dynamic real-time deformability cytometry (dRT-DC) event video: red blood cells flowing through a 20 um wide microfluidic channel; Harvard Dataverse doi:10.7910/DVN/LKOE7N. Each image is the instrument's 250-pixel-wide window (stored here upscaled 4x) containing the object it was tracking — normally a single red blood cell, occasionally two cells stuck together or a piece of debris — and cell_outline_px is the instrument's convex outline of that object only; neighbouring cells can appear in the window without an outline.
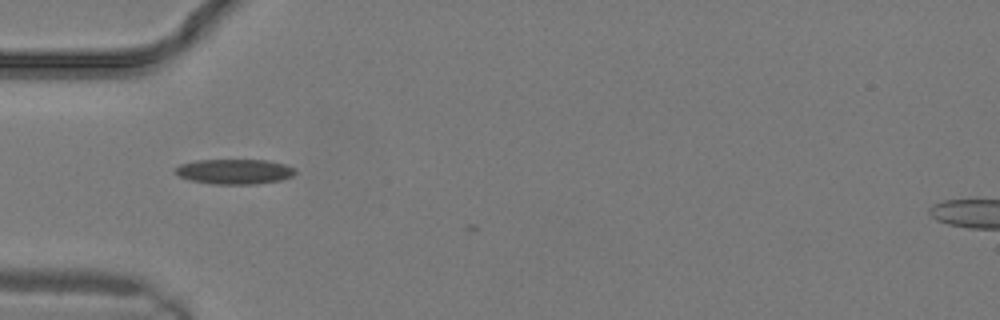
{"species": "common noctule bat (a hibernating species)", "species_latin": "Nyctalus noctula", "temperature_condition": "warm", "stored_images_in_passage": 3, "camera_frame_rate_fps": 3000, "um_per_image_px": 0.085, "animal": {"sex": "male", "body_mass_g": 19.2, "forearm_length_mm": 51.8}, "frame": {"image": 1, "passage_image": 2, "time_ms": 0.333, "image_size_px": [1000, 320], "cell_outline_px": [[296, 172], [292, 176], [280, 180], [256, 184], [212, 184], [192, 180], [180, 176], [172, 172], [180, 164], [196, 160], [268, 160], [284, 164], [292, 168]], "centroid_in_image_um": [19.9, 14.58], "position_along_channel_um": 65.1, "area_um2": 17.4}}